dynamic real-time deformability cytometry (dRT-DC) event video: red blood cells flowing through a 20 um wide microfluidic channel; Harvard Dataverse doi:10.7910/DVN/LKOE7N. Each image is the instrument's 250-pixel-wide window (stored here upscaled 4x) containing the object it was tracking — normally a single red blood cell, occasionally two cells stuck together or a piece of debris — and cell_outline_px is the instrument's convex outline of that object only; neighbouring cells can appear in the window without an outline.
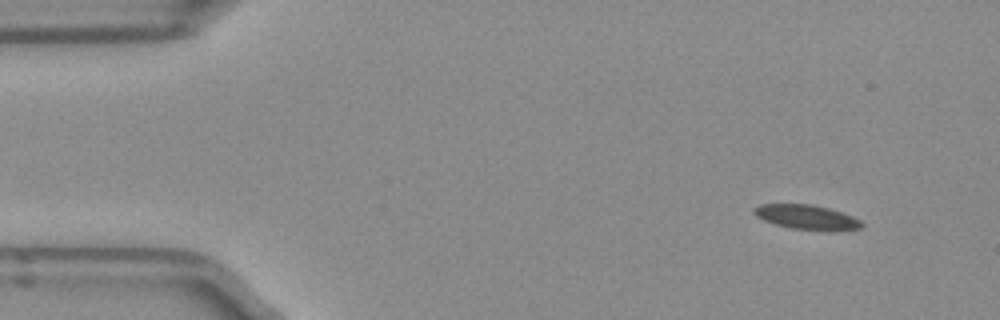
{"species": "Egyptian fruit bat (a non-hibernating species)", "species_latin": "Rousettus aegyptiacus", "temperature_condition": "room temperature", "stored_images_in_passage": 50, "camera_frame_rate_fps": 3000, "um_per_image_px": 0.085, "frame": {"image": 1, "passage_image": 4, "time_ms": 1.0, "image_size_px": [1000, 320], "cell_outline_px": [[864, 224], [860, 228], [792, 228], [776, 224], [764, 220], [756, 216], [752, 212], [752, 208], [760, 204], [812, 204], [828, 208], [852, 216], [860, 220]], "centroid_in_image_um": [68.45, 18.4], "position_along_channel_um": 16.5, "area_um2": 14.57}}
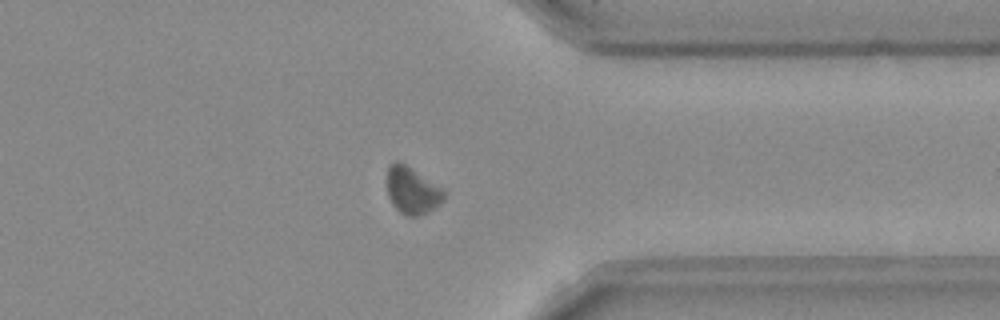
{"frame": {"image": 2, "passage_image": 39, "time_ms": 12.667, "image_size_px": [1000, 320], "cell_outline_px": [[444, 196], [428, 212], [416, 216], [408, 216], [400, 212], [392, 204], [388, 196], [388, 164], [396, 160], [400, 160], [444, 188]], "centroid_in_image_um": [35.0, 16.14], "position_along_channel_um": 376.4, "area_um2": 15.49}}
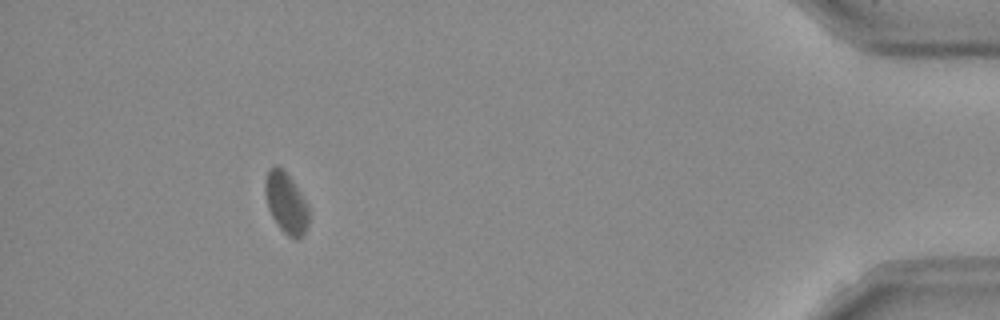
{"frame": {"image": 3, "passage_image": 46, "time_ms": 15.0, "image_size_px": [1000, 320], "cell_outline_px": [[308, 224], [304, 232], [300, 236], [288, 236], [280, 228], [272, 216], [268, 208], [264, 192], [264, 184], [268, 172], [276, 164], [292, 180], [308, 204]], "centroid_in_image_um": [24.3, 17.23], "position_along_channel_um": 410.9, "area_um2": 15.03}, "authors_computed_cell_mechanics": {"area_um2": 15.7505, "velocity_mm_per_s": 3.9364, "shape_relaxation_time_tau1_ms": 2.1608, "shape_relaxation_time_tau2_ms": null, "deformation_change_tau1": 0.0546, "deformation_change_tau2": null}}